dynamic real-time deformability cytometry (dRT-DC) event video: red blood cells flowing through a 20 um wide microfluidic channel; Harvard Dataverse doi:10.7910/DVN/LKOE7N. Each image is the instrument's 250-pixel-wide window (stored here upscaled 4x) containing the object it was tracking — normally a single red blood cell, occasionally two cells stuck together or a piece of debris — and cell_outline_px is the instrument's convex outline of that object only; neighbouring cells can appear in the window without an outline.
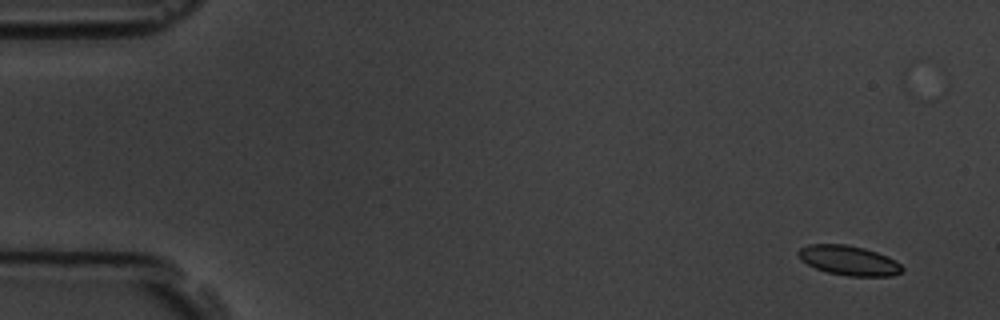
{"species": "common noctule bat (a hibernating species)", "species_latin": "Nyctalus noctula", "temperature_condition": "room temperature", "stored_images_in_passage": 6, "camera_frame_rate_fps": 3000, "um_per_image_px": 0.085, "animal": {"sex": "male", "body_mass_g": 19.5, "forearm_length_mm": 54.6}, "frame": {"image": 1, "passage_image": 1, "time_ms": 0.0, "image_size_px": [1000, 320], "cell_outline_px": [[904, 272], [892, 276], [848, 276], [828, 272], [816, 268], [800, 260], [796, 252], [800, 248], [808, 244], [848, 244], [864, 248], [888, 256], [896, 260], [904, 268]], "centroid_in_image_um": [72.16, 22.13], "position_along_channel_um": 12.8, "area_um2": 18.15}}
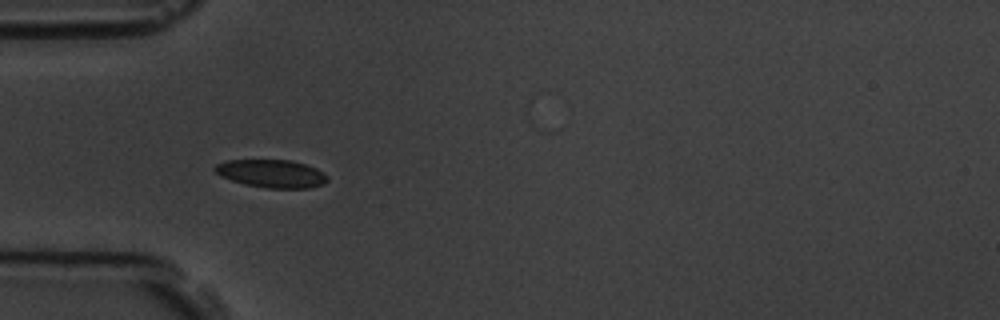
{"frame": {"image": 2, "passage_image": 5, "time_ms": 4.667, "image_size_px": [1000, 320], "cell_outline_px": [[328, 180], [324, 184], [308, 188], [264, 188], [244, 184], [220, 176], [212, 168], [216, 164], [228, 160], [292, 160], [316, 168], [324, 172], [328, 176]], "centroid_in_image_um": [23.09, 14.76], "position_along_channel_um": 61.9, "area_um2": 18.44}}
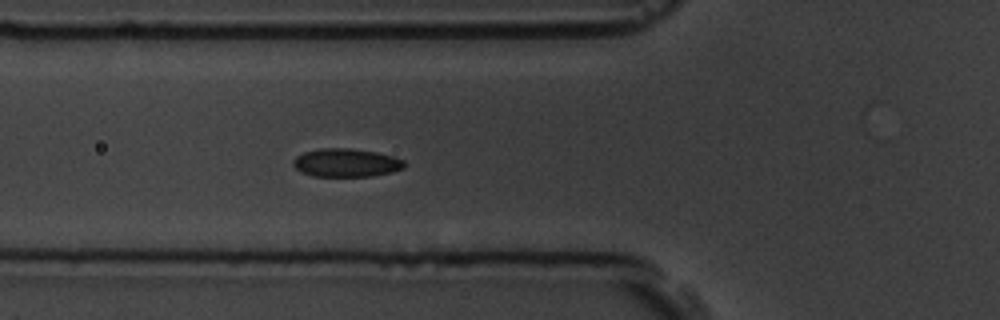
{"frame": {"image": 3, "passage_image": 6, "time_ms": 5.667, "image_size_px": [1000, 320], "cell_outline_px": [[404, 168], [392, 172], [372, 176], [312, 176], [300, 172], [292, 164], [292, 160], [296, 156], [304, 152], [320, 148], [348, 148], [376, 152], [392, 156], [404, 160]], "centroid_in_image_um": [29.39, 13.83], "position_along_channel_um": 96.4, "area_um2": 18.38}}